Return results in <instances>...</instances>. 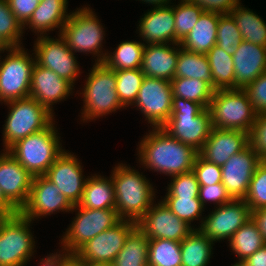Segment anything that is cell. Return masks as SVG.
Returning <instances> with one entry per match:
<instances>
[{
    "label": "cell",
    "mask_w": 266,
    "mask_h": 266,
    "mask_svg": "<svg viewBox=\"0 0 266 266\" xmlns=\"http://www.w3.org/2000/svg\"><path fill=\"white\" fill-rule=\"evenodd\" d=\"M35 62L54 71L73 86L79 77L80 67L75 54L68 48L65 39L58 34V39L50 36H38L34 44Z\"/></svg>",
    "instance_id": "obj_14"
},
{
    "label": "cell",
    "mask_w": 266,
    "mask_h": 266,
    "mask_svg": "<svg viewBox=\"0 0 266 266\" xmlns=\"http://www.w3.org/2000/svg\"><path fill=\"white\" fill-rule=\"evenodd\" d=\"M4 104L8 105L9 114L3 125V151L18 140L41 131L54 122V113L31 97Z\"/></svg>",
    "instance_id": "obj_7"
},
{
    "label": "cell",
    "mask_w": 266,
    "mask_h": 266,
    "mask_svg": "<svg viewBox=\"0 0 266 266\" xmlns=\"http://www.w3.org/2000/svg\"><path fill=\"white\" fill-rule=\"evenodd\" d=\"M111 177L115 192V209L123 220L137 222L152 206L155 188L143 173L125 164L113 167Z\"/></svg>",
    "instance_id": "obj_2"
},
{
    "label": "cell",
    "mask_w": 266,
    "mask_h": 266,
    "mask_svg": "<svg viewBox=\"0 0 266 266\" xmlns=\"http://www.w3.org/2000/svg\"><path fill=\"white\" fill-rule=\"evenodd\" d=\"M72 209L73 205L55 184L42 175L33 178L28 201L20 213L34 221L36 218H43L57 211L71 212Z\"/></svg>",
    "instance_id": "obj_17"
},
{
    "label": "cell",
    "mask_w": 266,
    "mask_h": 266,
    "mask_svg": "<svg viewBox=\"0 0 266 266\" xmlns=\"http://www.w3.org/2000/svg\"><path fill=\"white\" fill-rule=\"evenodd\" d=\"M16 19L24 25L39 5V0H7Z\"/></svg>",
    "instance_id": "obj_50"
},
{
    "label": "cell",
    "mask_w": 266,
    "mask_h": 266,
    "mask_svg": "<svg viewBox=\"0 0 266 266\" xmlns=\"http://www.w3.org/2000/svg\"><path fill=\"white\" fill-rule=\"evenodd\" d=\"M235 89H244L266 71V47L242 40L232 55Z\"/></svg>",
    "instance_id": "obj_24"
},
{
    "label": "cell",
    "mask_w": 266,
    "mask_h": 266,
    "mask_svg": "<svg viewBox=\"0 0 266 266\" xmlns=\"http://www.w3.org/2000/svg\"><path fill=\"white\" fill-rule=\"evenodd\" d=\"M57 131L54 121L45 129L18 140L6 151L33 177L45 175L65 150Z\"/></svg>",
    "instance_id": "obj_4"
},
{
    "label": "cell",
    "mask_w": 266,
    "mask_h": 266,
    "mask_svg": "<svg viewBox=\"0 0 266 266\" xmlns=\"http://www.w3.org/2000/svg\"><path fill=\"white\" fill-rule=\"evenodd\" d=\"M253 212L266 208V162L262 161L256 168L250 181L248 192L243 199Z\"/></svg>",
    "instance_id": "obj_43"
},
{
    "label": "cell",
    "mask_w": 266,
    "mask_h": 266,
    "mask_svg": "<svg viewBox=\"0 0 266 266\" xmlns=\"http://www.w3.org/2000/svg\"><path fill=\"white\" fill-rule=\"evenodd\" d=\"M32 220L20 212L6 216L0 224V266H26L34 255Z\"/></svg>",
    "instance_id": "obj_9"
},
{
    "label": "cell",
    "mask_w": 266,
    "mask_h": 266,
    "mask_svg": "<svg viewBox=\"0 0 266 266\" xmlns=\"http://www.w3.org/2000/svg\"><path fill=\"white\" fill-rule=\"evenodd\" d=\"M213 128L249 132L257 113L243 89L214 91L208 106Z\"/></svg>",
    "instance_id": "obj_6"
},
{
    "label": "cell",
    "mask_w": 266,
    "mask_h": 266,
    "mask_svg": "<svg viewBox=\"0 0 266 266\" xmlns=\"http://www.w3.org/2000/svg\"><path fill=\"white\" fill-rule=\"evenodd\" d=\"M162 200L178 218L190 226L193 220L201 218L205 209L198 197H164Z\"/></svg>",
    "instance_id": "obj_42"
},
{
    "label": "cell",
    "mask_w": 266,
    "mask_h": 266,
    "mask_svg": "<svg viewBox=\"0 0 266 266\" xmlns=\"http://www.w3.org/2000/svg\"><path fill=\"white\" fill-rule=\"evenodd\" d=\"M194 5L200 7L203 11L218 14H228L234 9L240 0H189Z\"/></svg>",
    "instance_id": "obj_49"
},
{
    "label": "cell",
    "mask_w": 266,
    "mask_h": 266,
    "mask_svg": "<svg viewBox=\"0 0 266 266\" xmlns=\"http://www.w3.org/2000/svg\"><path fill=\"white\" fill-rule=\"evenodd\" d=\"M86 209H115V192L112 177L95 174L87 176L83 196L78 204Z\"/></svg>",
    "instance_id": "obj_28"
},
{
    "label": "cell",
    "mask_w": 266,
    "mask_h": 266,
    "mask_svg": "<svg viewBox=\"0 0 266 266\" xmlns=\"http://www.w3.org/2000/svg\"><path fill=\"white\" fill-rule=\"evenodd\" d=\"M211 68L213 89H235V72L232 55L214 45L206 54Z\"/></svg>",
    "instance_id": "obj_30"
},
{
    "label": "cell",
    "mask_w": 266,
    "mask_h": 266,
    "mask_svg": "<svg viewBox=\"0 0 266 266\" xmlns=\"http://www.w3.org/2000/svg\"><path fill=\"white\" fill-rule=\"evenodd\" d=\"M214 242L199 229H194L181 241V266H207Z\"/></svg>",
    "instance_id": "obj_29"
},
{
    "label": "cell",
    "mask_w": 266,
    "mask_h": 266,
    "mask_svg": "<svg viewBox=\"0 0 266 266\" xmlns=\"http://www.w3.org/2000/svg\"><path fill=\"white\" fill-rule=\"evenodd\" d=\"M75 210L78 213L61 239V248L72 255L90 239L122 220L116 209H86L74 205L72 211Z\"/></svg>",
    "instance_id": "obj_11"
},
{
    "label": "cell",
    "mask_w": 266,
    "mask_h": 266,
    "mask_svg": "<svg viewBox=\"0 0 266 266\" xmlns=\"http://www.w3.org/2000/svg\"><path fill=\"white\" fill-rule=\"evenodd\" d=\"M5 217H6V216L0 215V224H1V221H2Z\"/></svg>",
    "instance_id": "obj_60"
},
{
    "label": "cell",
    "mask_w": 266,
    "mask_h": 266,
    "mask_svg": "<svg viewBox=\"0 0 266 266\" xmlns=\"http://www.w3.org/2000/svg\"><path fill=\"white\" fill-rule=\"evenodd\" d=\"M257 223L251 217L230 238L229 246L239 261H244L265 244Z\"/></svg>",
    "instance_id": "obj_33"
},
{
    "label": "cell",
    "mask_w": 266,
    "mask_h": 266,
    "mask_svg": "<svg viewBox=\"0 0 266 266\" xmlns=\"http://www.w3.org/2000/svg\"><path fill=\"white\" fill-rule=\"evenodd\" d=\"M75 156L64 150L44 175L73 206L81 201L87 180L83 175L82 164Z\"/></svg>",
    "instance_id": "obj_18"
},
{
    "label": "cell",
    "mask_w": 266,
    "mask_h": 266,
    "mask_svg": "<svg viewBox=\"0 0 266 266\" xmlns=\"http://www.w3.org/2000/svg\"><path fill=\"white\" fill-rule=\"evenodd\" d=\"M158 203V204H157ZM136 222L137 228L148 239H170L181 242L193 230L187 222L178 218L161 199Z\"/></svg>",
    "instance_id": "obj_16"
},
{
    "label": "cell",
    "mask_w": 266,
    "mask_h": 266,
    "mask_svg": "<svg viewBox=\"0 0 266 266\" xmlns=\"http://www.w3.org/2000/svg\"><path fill=\"white\" fill-rule=\"evenodd\" d=\"M192 171L196 175L200 186L222 183L221 166L205 161L199 155L195 158Z\"/></svg>",
    "instance_id": "obj_46"
},
{
    "label": "cell",
    "mask_w": 266,
    "mask_h": 266,
    "mask_svg": "<svg viewBox=\"0 0 266 266\" xmlns=\"http://www.w3.org/2000/svg\"><path fill=\"white\" fill-rule=\"evenodd\" d=\"M230 14L236 21L244 41L266 47V23L253 12L239 3Z\"/></svg>",
    "instance_id": "obj_31"
},
{
    "label": "cell",
    "mask_w": 266,
    "mask_h": 266,
    "mask_svg": "<svg viewBox=\"0 0 266 266\" xmlns=\"http://www.w3.org/2000/svg\"><path fill=\"white\" fill-rule=\"evenodd\" d=\"M137 149L144 168L170 177L192 171L198 155L193 147L173 138L161 127L145 135Z\"/></svg>",
    "instance_id": "obj_1"
},
{
    "label": "cell",
    "mask_w": 266,
    "mask_h": 266,
    "mask_svg": "<svg viewBox=\"0 0 266 266\" xmlns=\"http://www.w3.org/2000/svg\"><path fill=\"white\" fill-rule=\"evenodd\" d=\"M181 242L170 239H149L148 265L181 266Z\"/></svg>",
    "instance_id": "obj_37"
},
{
    "label": "cell",
    "mask_w": 266,
    "mask_h": 266,
    "mask_svg": "<svg viewBox=\"0 0 266 266\" xmlns=\"http://www.w3.org/2000/svg\"><path fill=\"white\" fill-rule=\"evenodd\" d=\"M104 32L96 14L90 7L85 6L70 13L60 35L73 53L89 52L97 56L95 63H103L107 55L102 51Z\"/></svg>",
    "instance_id": "obj_8"
},
{
    "label": "cell",
    "mask_w": 266,
    "mask_h": 266,
    "mask_svg": "<svg viewBox=\"0 0 266 266\" xmlns=\"http://www.w3.org/2000/svg\"><path fill=\"white\" fill-rule=\"evenodd\" d=\"M262 162L249 146L234 154L223 166L222 184L232 199H244L257 166Z\"/></svg>",
    "instance_id": "obj_19"
},
{
    "label": "cell",
    "mask_w": 266,
    "mask_h": 266,
    "mask_svg": "<svg viewBox=\"0 0 266 266\" xmlns=\"http://www.w3.org/2000/svg\"><path fill=\"white\" fill-rule=\"evenodd\" d=\"M63 266H83V261L78 260L74 255H72Z\"/></svg>",
    "instance_id": "obj_56"
},
{
    "label": "cell",
    "mask_w": 266,
    "mask_h": 266,
    "mask_svg": "<svg viewBox=\"0 0 266 266\" xmlns=\"http://www.w3.org/2000/svg\"><path fill=\"white\" fill-rule=\"evenodd\" d=\"M242 40L241 32L233 16L230 13L220 15L217 25L216 45L227 54L233 55Z\"/></svg>",
    "instance_id": "obj_41"
},
{
    "label": "cell",
    "mask_w": 266,
    "mask_h": 266,
    "mask_svg": "<svg viewBox=\"0 0 266 266\" xmlns=\"http://www.w3.org/2000/svg\"><path fill=\"white\" fill-rule=\"evenodd\" d=\"M145 2L146 4L149 3L152 4L154 7H158V6H166L168 4H172L171 0H140Z\"/></svg>",
    "instance_id": "obj_55"
},
{
    "label": "cell",
    "mask_w": 266,
    "mask_h": 266,
    "mask_svg": "<svg viewBox=\"0 0 266 266\" xmlns=\"http://www.w3.org/2000/svg\"><path fill=\"white\" fill-rule=\"evenodd\" d=\"M172 101L171 81L145 76L133 105L142 111L152 128H160L171 116Z\"/></svg>",
    "instance_id": "obj_12"
},
{
    "label": "cell",
    "mask_w": 266,
    "mask_h": 266,
    "mask_svg": "<svg viewBox=\"0 0 266 266\" xmlns=\"http://www.w3.org/2000/svg\"><path fill=\"white\" fill-rule=\"evenodd\" d=\"M33 178L8 151L0 153V188L19 212L28 201Z\"/></svg>",
    "instance_id": "obj_20"
},
{
    "label": "cell",
    "mask_w": 266,
    "mask_h": 266,
    "mask_svg": "<svg viewBox=\"0 0 266 266\" xmlns=\"http://www.w3.org/2000/svg\"><path fill=\"white\" fill-rule=\"evenodd\" d=\"M221 14L203 11L196 25L180 42L185 50L207 54L216 45L217 25Z\"/></svg>",
    "instance_id": "obj_27"
},
{
    "label": "cell",
    "mask_w": 266,
    "mask_h": 266,
    "mask_svg": "<svg viewBox=\"0 0 266 266\" xmlns=\"http://www.w3.org/2000/svg\"><path fill=\"white\" fill-rule=\"evenodd\" d=\"M199 188L196 175L193 171H189L171 177L165 197H198Z\"/></svg>",
    "instance_id": "obj_44"
},
{
    "label": "cell",
    "mask_w": 266,
    "mask_h": 266,
    "mask_svg": "<svg viewBox=\"0 0 266 266\" xmlns=\"http://www.w3.org/2000/svg\"><path fill=\"white\" fill-rule=\"evenodd\" d=\"M161 128L173 138L199 151L213 126L208 109L197 102L173 97L171 116Z\"/></svg>",
    "instance_id": "obj_3"
},
{
    "label": "cell",
    "mask_w": 266,
    "mask_h": 266,
    "mask_svg": "<svg viewBox=\"0 0 266 266\" xmlns=\"http://www.w3.org/2000/svg\"><path fill=\"white\" fill-rule=\"evenodd\" d=\"M198 198L204 207L208 201L221 206L232 200L222 183L200 186Z\"/></svg>",
    "instance_id": "obj_48"
},
{
    "label": "cell",
    "mask_w": 266,
    "mask_h": 266,
    "mask_svg": "<svg viewBox=\"0 0 266 266\" xmlns=\"http://www.w3.org/2000/svg\"><path fill=\"white\" fill-rule=\"evenodd\" d=\"M116 91L124 107L132 106L144 79L141 69L115 70Z\"/></svg>",
    "instance_id": "obj_38"
},
{
    "label": "cell",
    "mask_w": 266,
    "mask_h": 266,
    "mask_svg": "<svg viewBox=\"0 0 266 266\" xmlns=\"http://www.w3.org/2000/svg\"><path fill=\"white\" fill-rule=\"evenodd\" d=\"M18 213L19 211L6 199L0 188V215L12 216Z\"/></svg>",
    "instance_id": "obj_54"
},
{
    "label": "cell",
    "mask_w": 266,
    "mask_h": 266,
    "mask_svg": "<svg viewBox=\"0 0 266 266\" xmlns=\"http://www.w3.org/2000/svg\"><path fill=\"white\" fill-rule=\"evenodd\" d=\"M60 252L59 254L57 252L54 254L51 253V255L49 254L48 257L46 256L45 258H42L39 264L41 266H63L64 263L72 256V254L64 249Z\"/></svg>",
    "instance_id": "obj_51"
},
{
    "label": "cell",
    "mask_w": 266,
    "mask_h": 266,
    "mask_svg": "<svg viewBox=\"0 0 266 266\" xmlns=\"http://www.w3.org/2000/svg\"><path fill=\"white\" fill-rule=\"evenodd\" d=\"M67 5L68 0L40 1L30 19L23 25V29L28 27L38 36H47V32L58 28L59 34H61L62 28L70 16V13L68 14L66 11Z\"/></svg>",
    "instance_id": "obj_26"
},
{
    "label": "cell",
    "mask_w": 266,
    "mask_h": 266,
    "mask_svg": "<svg viewBox=\"0 0 266 266\" xmlns=\"http://www.w3.org/2000/svg\"><path fill=\"white\" fill-rule=\"evenodd\" d=\"M174 78H193L205 80L213 88L211 68L207 55L185 50L180 46V44Z\"/></svg>",
    "instance_id": "obj_32"
},
{
    "label": "cell",
    "mask_w": 266,
    "mask_h": 266,
    "mask_svg": "<svg viewBox=\"0 0 266 266\" xmlns=\"http://www.w3.org/2000/svg\"><path fill=\"white\" fill-rule=\"evenodd\" d=\"M178 56L179 44H146L141 71L146 77L171 81L175 77Z\"/></svg>",
    "instance_id": "obj_25"
},
{
    "label": "cell",
    "mask_w": 266,
    "mask_h": 266,
    "mask_svg": "<svg viewBox=\"0 0 266 266\" xmlns=\"http://www.w3.org/2000/svg\"><path fill=\"white\" fill-rule=\"evenodd\" d=\"M138 31L146 44H175L173 5L153 7L140 18Z\"/></svg>",
    "instance_id": "obj_23"
},
{
    "label": "cell",
    "mask_w": 266,
    "mask_h": 266,
    "mask_svg": "<svg viewBox=\"0 0 266 266\" xmlns=\"http://www.w3.org/2000/svg\"><path fill=\"white\" fill-rule=\"evenodd\" d=\"M137 227L135 221L121 220L83 244L73 255L80 261L111 264L129 236Z\"/></svg>",
    "instance_id": "obj_15"
},
{
    "label": "cell",
    "mask_w": 266,
    "mask_h": 266,
    "mask_svg": "<svg viewBox=\"0 0 266 266\" xmlns=\"http://www.w3.org/2000/svg\"><path fill=\"white\" fill-rule=\"evenodd\" d=\"M248 146L262 161H266V112L256 115L248 132Z\"/></svg>",
    "instance_id": "obj_45"
},
{
    "label": "cell",
    "mask_w": 266,
    "mask_h": 266,
    "mask_svg": "<svg viewBox=\"0 0 266 266\" xmlns=\"http://www.w3.org/2000/svg\"><path fill=\"white\" fill-rule=\"evenodd\" d=\"M178 5L173 4L175 19V44L180 42L196 25L203 10L189 0H179Z\"/></svg>",
    "instance_id": "obj_39"
},
{
    "label": "cell",
    "mask_w": 266,
    "mask_h": 266,
    "mask_svg": "<svg viewBox=\"0 0 266 266\" xmlns=\"http://www.w3.org/2000/svg\"><path fill=\"white\" fill-rule=\"evenodd\" d=\"M82 88L83 122L96 120L100 116L108 115L116 110L125 108L119 100L116 91L115 70L108 68L104 63H95L87 75Z\"/></svg>",
    "instance_id": "obj_5"
},
{
    "label": "cell",
    "mask_w": 266,
    "mask_h": 266,
    "mask_svg": "<svg viewBox=\"0 0 266 266\" xmlns=\"http://www.w3.org/2000/svg\"><path fill=\"white\" fill-rule=\"evenodd\" d=\"M171 85L173 97L197 102L205 109L208 108L215 91L205 80L193 78H173Z\"/></svg>",
    "instance_id": "obj_36"
},
{
    "label": "cell",
    "mask_w": 266,
    "mask_h": 266,
    "mask_svg": "<svg viewBox=\"0 0 266 266\" xmlns=\"http://www.w3.org/2000/svg\"><path fill=\"white\" fill-rule=\"evenodd\" d=\"M244 262L247 266H266V243Z\"/></svg>",
    "instance_id": "obj_52"
},
{
    "label": "cell",
    "mask_w": 266,
    "mask_h": 266,
    "mask_svg": "<svg viewBox=\"0 0 266 266\" xmlns=\"http://www.w3.org/2000/svg\"><path fill=\"white\" fill-rule=\"evenodd\" d=\"M252 218L257 223V226L266 242V208L253 211Z\"/></svg>",
    "instance_id": "obj_53"
},
{
    "label": "cell",
    "mask_w": 266,
    "mask_h": 266,
    "mask_svg": "<svg viewBox=\"0 0 266 266\" xmlns=\"http://www.w3.org/2000/svg\"><path fill=\"white\" fill-rule=\"evenodd\" d=\"M7 52L0 60V103L29 97L35 64L34 53L29 55L23 47H10Z\"/></svg>",
    "instance_id": "obj_10"
},
{
    "label": "cell",
    "mask_w": 266,
    "mask_h": 266,
    "mask_svg": "<svg viewBox=\"0 0 266 266\" xmlns=\"http://www.w3.org/2000/svg\"><path fill=\"white\" fill-rule=\"evenodd\" d=\"M257 114L266 112V71L243 89Z\"/></svg>",
    "instance_id": "obj_47"
},
{
    "label": "cell",
    "mask_w": 266,
    "mask_h": 266,
    "mask_svg": "<svg viewBox=\"0 0 266 266\" xmlns=\"http://www.w3.org/2000/svg\"><path fill=\"white\" fill-rule=\"evenodd\" d=\"M201 218L199 229L212 242L228 239L250 218L252 211L243 199H232ZM205 219V220H204Z\"/></svg>",
    "instance_id": "obj_13"
},
{
    "label": "cell",
    "mask_w": 266,
    "mask_h": 266,
    "mask_svg": "<svg viewBox=\"0 0 266 266\" xmlns=\"http://www.w3.org/2000/svg\"><path fill=\"white\" fill-rule=\"evenodd\" d=\"M73 85L59 77L54 71L39 66L36 62L32 69L29 97L53 113L52 105L68 98L73 92ZM67 97V98H66Z\"/></svg>",
    "instance_id": "obj_21"
},
{
    "label": "cell",
    "mask_w": 266,
    "mask_h": 266,
    "mask_svg": "<svg viewBox=\"0 0 266 266\" xmlns=\"http://www.w3.org/2000/svg\"><path fill=\"white\" fill-rule=\"evenodd\" d=\"M144 47L142 41H123L112 54L107 51L103 63L112 70L141 69Z\"/></svg>",
    "instance_id": "obj_35"
},
{
    "label": "cell",
    "mask_w": 266,
    "mask_h": 266,
    "mask_svg": "<svg viewBox=\"0 0 266 266\" xmlns=\"http://www.w3.org/2000/svg\"><path fill=\"white\" fill-rule=\"evenodd\" d=\"M23 25L12 13L7 0H0V38L10 47H22Z\"/></svg>",
    "instance_id": "obj_40"
},
{
    "label": "cell",
    "mask_w": 266,
    "mask_h": 266,
    "mask_svg": "<svg viewBox=\"0 0 266 266\" xmlns=\"http://www.w3.org/2000/svg\"><path fill=\"white\" fill-rule=\"evenodd\" d=\"M247 146V132L212 128L198 155L205 161L223 166L234 154Z\"/></svg>",
    "instance_id": "obj_22"
},
{
    "label": "cell",
    "mask_w": 266,
    "mask_h": 266,
    "mask_svg": "<svg viewBox=\"0 0 266 266\" xmlns=\"http://www.w3.org/2000/svg\"><path fill=\"white\" fill-rule=\"evenodd\" d=\"M149 239L136 227L127 237L112 266L148 265Z\"/></svg>",
    "instance_id": "obj_34"
},
{
    "label": "cell",
    "mask_w": 266,
    "mask_h": 266,
    "mask_svg": "<svg viewBox=\"0 0 266 266\" xmlns=\"http://www.w3.org/2000/svg\"><path fill=\"white\" fill-rule=\"evenodd\" d=\"M232 266H247V264L244 261H239L236 262L234 265L232 264Z\"/></svg>",
    "instance_id": "obj_59"
},
{
    "label": "cell",
    "mask_w": 266,
    "mask_h": 266,
    "mask_svg": "<svg viewBox=\"0 0 266 266\" xmlns=\"http://www.w3.org/2000/svg\"><path fill=\"white\" fill-rule=\"evenodd\" d=\"M83 266H112L111 264H102V263H91L88 261H83Z\"/></svg>",
    "instance_id": "obj_58"
},
{
    "label": "cell",
    "mask_w": 266,
    "mask_h": 266,
    "mask_svg": "<svg viewBox=\"0 0 266 266\" xmlns=\"http://www.w3.org/2000/svg\"><path fill=\"white\" fill-rule=\"evenodd\" d=\"M10 48V46L4 41V40H2L1 38H0V54L1 53H4V51L6 50H8ZM3 51V52H2Z\"/></svg>",
    "instance_id": "obj_57"
}]
</instances>
